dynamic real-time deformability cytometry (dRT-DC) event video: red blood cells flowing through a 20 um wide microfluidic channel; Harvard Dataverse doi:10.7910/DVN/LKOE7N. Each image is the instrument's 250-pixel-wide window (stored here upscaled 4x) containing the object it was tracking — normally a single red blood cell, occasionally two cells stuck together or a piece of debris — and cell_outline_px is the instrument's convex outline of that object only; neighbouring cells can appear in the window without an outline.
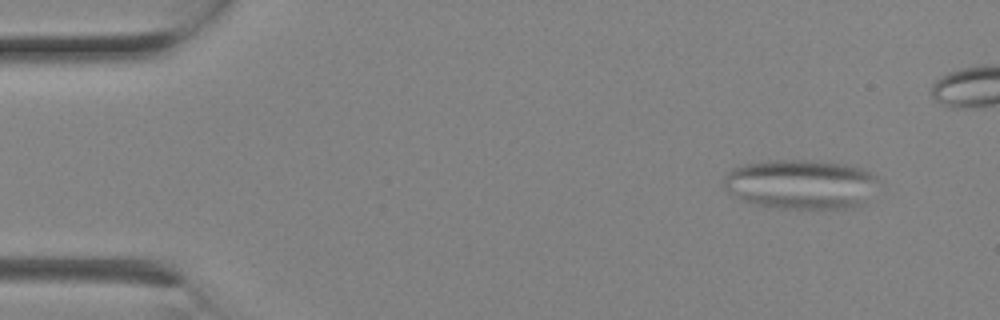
{"species": "Egyptian fruit bat (a non-hibernating species)", "species_latin": "Rousettus aegyptiacus", "temperature_condition": "room temperature", "stored_images_in_passage": 9, "camera_frame_rate_fps": 3000, "um_per_image_px": 0.085, "animal": {"sex": "female"}, "frame": {"image": 1, "passage_image": 2, "time_ms": 0.333, "image_size_px": [1000, 320], "cell_outline_px": [[880, 176], [864, 200], [860, 204], [852, 208], [764, 208], [740, 200], [728, 192], [724, 188], [724, 176], [732, 168], [744, 164], [768, 160], [808, 160], [844, 164], [864, 168]], "centroid_in_image_um": [68.0, 15.66], "position_along_channel_um": 17.0, "area_um2": 44.91}}